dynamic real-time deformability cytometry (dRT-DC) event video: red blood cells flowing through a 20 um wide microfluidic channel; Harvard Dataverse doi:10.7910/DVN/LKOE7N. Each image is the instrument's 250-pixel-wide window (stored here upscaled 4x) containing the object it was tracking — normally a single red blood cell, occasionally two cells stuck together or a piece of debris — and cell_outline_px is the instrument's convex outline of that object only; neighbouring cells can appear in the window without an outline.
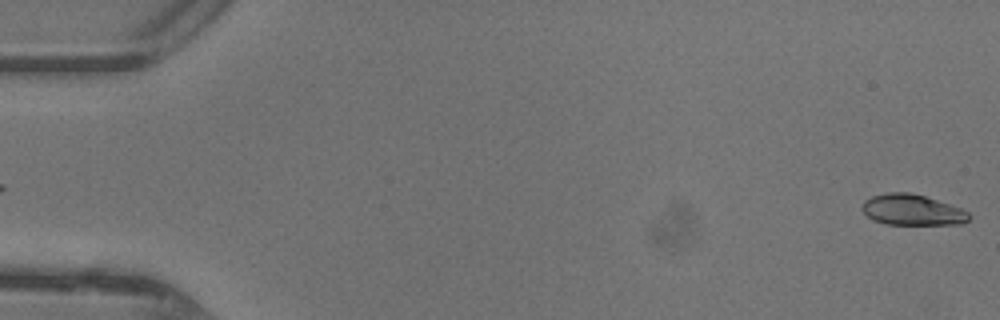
{"species": "common noctule bat (a hibernating species)", "species_latin": "Nyctalus noctula", "temperature_condition": "warm", "stored_images_in_passage": 8, "camera_frame_rate_fps": 3000, "um_per_image_px": 0.085, "animal": {"sex": "female"}, "frame": {"image": 1, "passage_image": 1, "time_ms": 0.0, "image_size_px": [1000, 320], "cell_outline_px": [[972, 216], [968, 220], [960, 224], [884, 224], [872, 220], [860, 208], [864, 200], [872, 196], [888, 192], [908, 192], [924, 196], [960, 208], [968, 212]], "centroid_in_image_um": [77.5, 17.84], "position_along_channel_um": 7.5, "area_um2": 19.13}}